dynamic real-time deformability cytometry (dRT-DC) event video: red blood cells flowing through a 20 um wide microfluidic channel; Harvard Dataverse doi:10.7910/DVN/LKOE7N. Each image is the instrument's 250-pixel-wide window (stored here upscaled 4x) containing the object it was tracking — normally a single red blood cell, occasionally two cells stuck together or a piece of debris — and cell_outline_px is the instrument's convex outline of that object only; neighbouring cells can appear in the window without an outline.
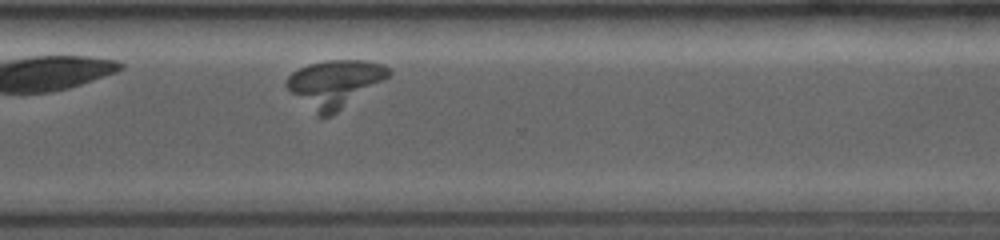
{"species": "common noctule bat (a hibernating species)", "species_latin": "Nyctalus noctula", "temperature_condition": "room temperature", "stored_images_in_passage": 12, "camera_frame_rate_fps": 4000, "um_per_image_px": 0.085, "animal": {"sex": "female", "body_mass_g": 19.0, "forearm_length_mm": 53.3}, "frame": {"image": 1, "passage_image": 12, "time_ms": 7.75, "image_size_px": [1000, 240], "cell_outline_px": [[392, 72], [388, 76], [332, 116], [316, 116], [284, 84], [284, 80], [292, 72], [308, 64], [324, 60], [364, 60], [384, 64], [392, 68]], "centroid_in_image_um": [28.44, 7.09], "position_along_channel_um": 342.2, "area_um2": 27.98}}